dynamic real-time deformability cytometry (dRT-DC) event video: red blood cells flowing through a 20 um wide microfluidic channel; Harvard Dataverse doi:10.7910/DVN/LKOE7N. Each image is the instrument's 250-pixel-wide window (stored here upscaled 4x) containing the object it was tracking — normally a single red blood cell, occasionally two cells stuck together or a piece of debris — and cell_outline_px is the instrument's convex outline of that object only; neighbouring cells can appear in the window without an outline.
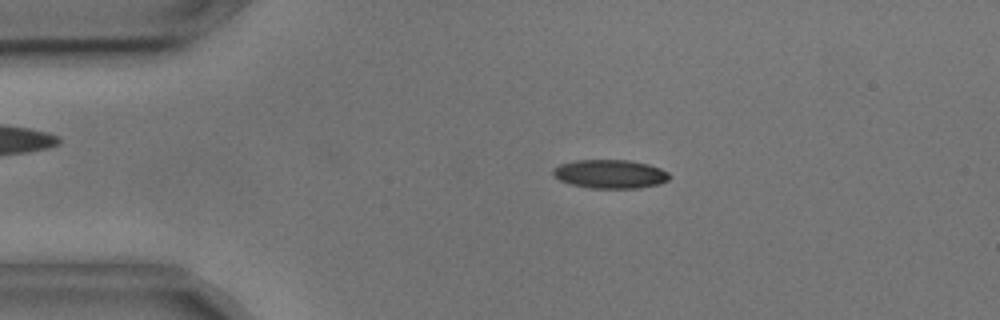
{"species": "common noctule bat (a hibernating species)", "species_latin": "Nyctalus noctula", "temperature_condition": "cold", "stored_images_in_passage": 36, "camera_frame_rate_fps": 3000, "um_per_image_px": 0.085, "animal": {"sex": "male", "body_mass_g": 17.9, "forearm_length_mm": 54.2}, "frame": {"image": 1, "passage_image": 1, "time_ms": 0.0, "image_size_px": [1000, 320], "cell_outline_px": [[668, 180], [660, 184], [640, 188], [592, 188], [572, 184], [560, 180], [552, 172], [552, 168], [560, 164], [576, 160], [628, 160], [648, 164], [660, 168], [668, 172]], "centroid_in_image_um": [51.87, 14.79], "position_along_channel_um": 33.1, "area_um2": 19.36}}
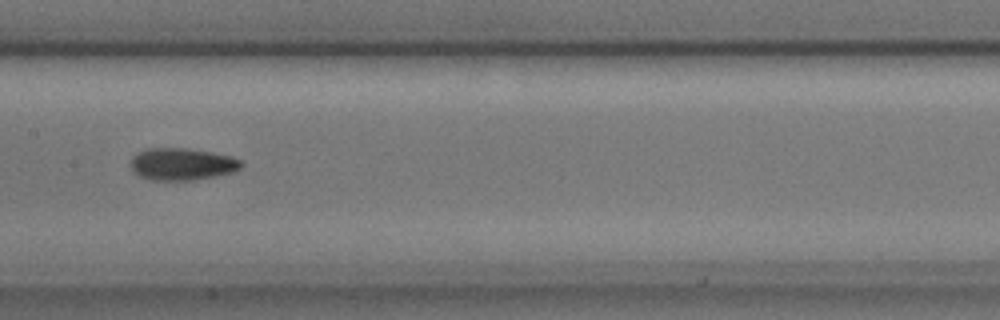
{"frame": {"image": 2, "passage_image": 17, "time_ms": 5.333, "image_size_px": [1000, 320], "cell_outline_px": [[244, 164], [240, 168], [232, 172], [192, 180], [152, 180], [140, 176], [132, 172], [132, 156], [136, 152], [144, 148], [184, 148], [212, 152], [232, 156], [240, 160]], "centroid_in_image_um": [15.44, 13.93], "position_along_channel_um": 192.0, "area_um2": 20.69}}
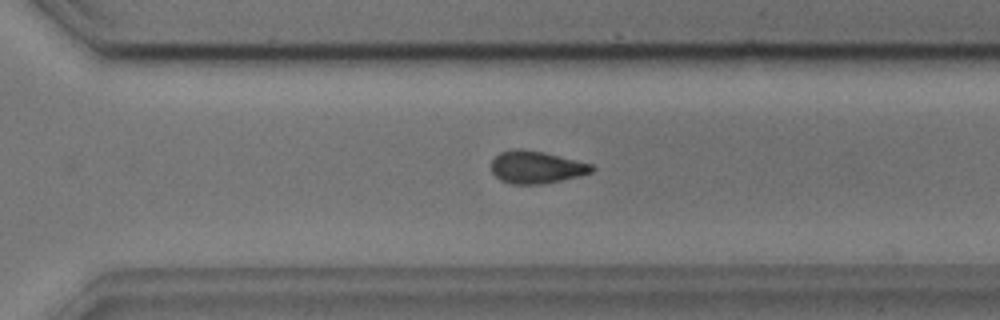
{"frame": {"image": 3, "passage_image": 28, "time_ms": 9.0, "image_size_px": [1000, 320], "cell_outline_px": [[596, 168], [592, 172], [560, 180], [540, 184], [512, 184], [500, 180], [492, 172], [492, 160], [500, 152], [512, 148], [520, 148], [544, 152], [592, 164]], "centroid_in_image_um": [45.56, 14.2], "position_along_channel_um": 325.0, "area_um2": 18.9}, "authors_computed_cell_mechanics": {"area_um2": 19.9988, "velocity_mm_per_s": 3.6383, "shape_relaxation_time_tau1_ms": 4.8229, "shape_relaxation_time_tau2_ms": 3.6504, "deformation_change_tau1": 0.123, "deformation_change_tau2": 0.0947}}